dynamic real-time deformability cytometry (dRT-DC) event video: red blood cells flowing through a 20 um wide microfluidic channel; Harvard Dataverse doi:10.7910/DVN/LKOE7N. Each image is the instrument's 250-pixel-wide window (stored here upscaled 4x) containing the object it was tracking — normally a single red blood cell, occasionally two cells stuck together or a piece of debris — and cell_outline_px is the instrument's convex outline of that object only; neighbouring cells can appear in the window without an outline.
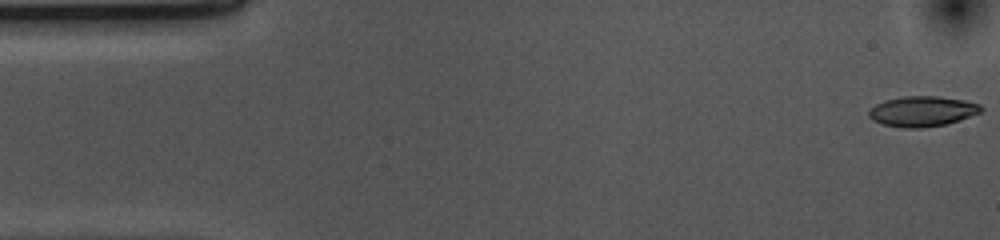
{"species": "common noctule bat (a hibernating species)", "species_latin": "Nyctalus noctula", "temperature_condition": "cold", "stored_images_in_passage": 53, "camera_frame_rate_fps": 3000, "um_per_image_px": 0.085, "animal": {"sex": "female", "body_mass_g": 10.0, "forearm_length_mm": 53.1}, "frame": {"image": 1, "passage_image": 1, "time_ms": 0.0, "image_size_px": [1000, 240], "cell_outline_px": [[984, 108], [980, 112], [960, 120], [944, 124], [916, 128], [904, 128], [884, 124], [872, 120], [868, 116], [868, 112], [876, 104], [884, 100], [904, 96], [936, 96], [964, 100], [980, 104]], "centroid_in_image_um": [78.39, 9.45], "position_along_channel_um": 6.6, "area_um2": 19.65}}
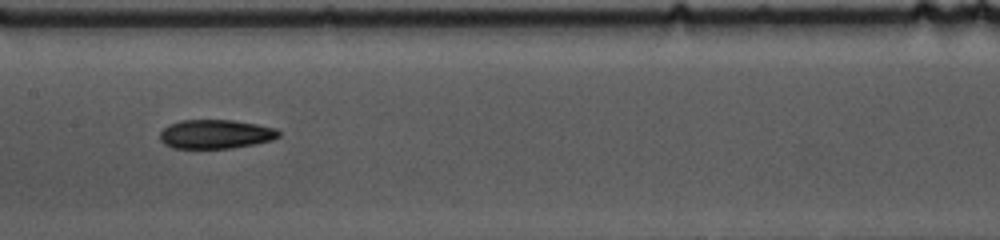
{"frame": {"image": 2, "passage_image": 25, "time_ms": 8.0, "image_size_px": [1000, 240], "cell_outline_px": [[280, 136], [272, 140], [256, 144], [232, 148], [172, 148], [164, 144], [160, 140], [160, 132], [168, 124], [180, 120], [232, 120], [256, 124], [276, 128], [280, 132]], "centroid_in_image_um": [18.32, 11.4], "position_along_channel_um": 189.1, "area_um2": 20.23}}
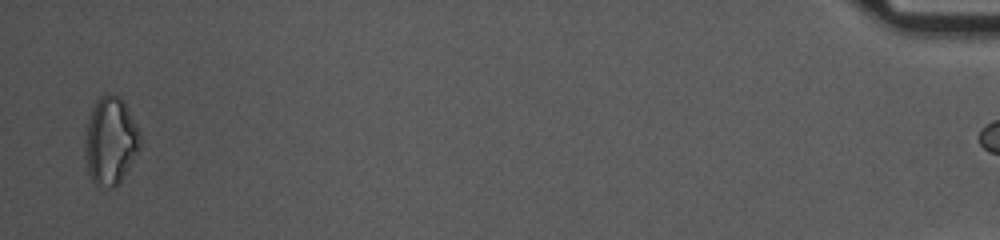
{"frame": {"image": 3, "passage_image": 52, "time_ms": 17.0, "image_size_px": [1000, 240], "cell_outline_px": [[140, 148], [120, 184], [112, 188], [96, 188], [92, 184], [88, 172], [84, 152], [84, 144], [88, 124], [96, 100], [104, 92], [108, 92], [120, 96], [124, 100], [140, 132]], "centroid_in_image_um": [9.39, 12.02], "position_along_channel_um": 425.8, "area_um2": 28.73}, "authors_computed_cell_mechanics": {"area_um2": 20.23, "velocity_mm_per_s": 3.6981, "shape_relaxation_time_tau1_ms": 5.2654, "shape_relaxation_time_tau2_ms": 8.8155, "deformation_change_tau1": 0.1586, "deformation_change_tau2": 0.185}}